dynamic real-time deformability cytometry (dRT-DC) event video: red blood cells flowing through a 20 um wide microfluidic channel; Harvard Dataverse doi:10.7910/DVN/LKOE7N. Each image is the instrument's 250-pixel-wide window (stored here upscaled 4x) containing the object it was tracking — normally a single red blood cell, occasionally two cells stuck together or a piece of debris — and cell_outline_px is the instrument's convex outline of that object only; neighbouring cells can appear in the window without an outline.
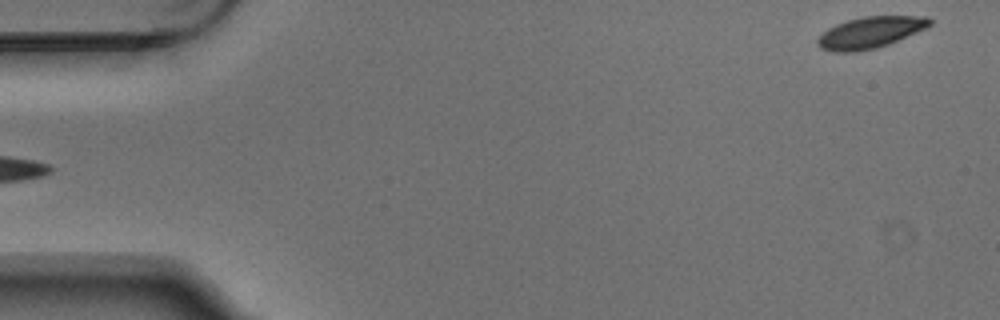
{"species": "Egyptian fruit bat (a non-hibernating species)", "species_latin": "Rousettus aegyptiacus", "temperature_condition": "warm", "stored_images_in_passage": 5, "segment_of_instrument_passage": [2, 2], "camera_frame_rate_fps": 3000, "um_per_image_px": 0.085, "animal": {"sex": "male"}, "frame": {"image": 1, "passage_image": 5, "time_ms": 1.333, "image_size_px": [1000, 320], "cell_outline_px": [[932, 24], [924, 28], [888, 44], [876, 48], [856, 52], [832, 52], [820, 48], [816, 44], [816, 40], [828, 28], [836, 24], [848, 20], [864, 16], [928, 16], [932, 20]], "centroid_in_image_um": [73.93, 2.76], "position_along_channel_um": 11.1, "area_um2": 20.4}}